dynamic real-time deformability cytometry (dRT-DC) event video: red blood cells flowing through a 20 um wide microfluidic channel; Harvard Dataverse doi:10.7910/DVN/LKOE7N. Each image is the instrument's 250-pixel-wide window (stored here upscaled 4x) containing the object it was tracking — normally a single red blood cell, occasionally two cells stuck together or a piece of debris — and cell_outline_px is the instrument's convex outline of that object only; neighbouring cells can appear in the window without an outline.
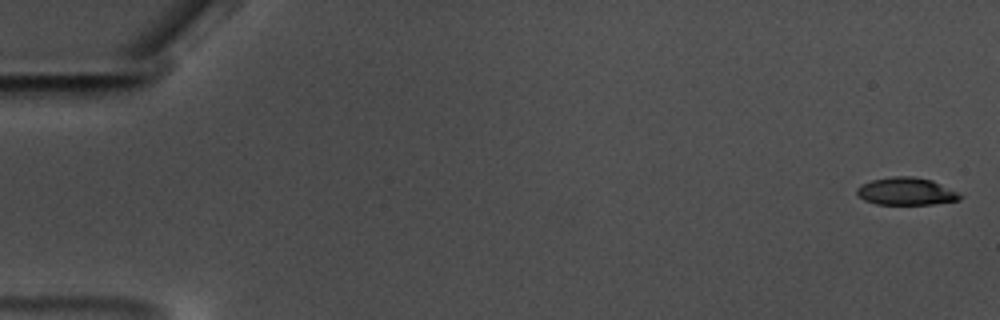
{"species": "common noctule bat (a hibernating species)", "species_latin": "Nyctalus noctula", "temperature_condition": "warm", "stored_images_in_passage": 60, "camera_frame_rate_fps": 3000, "um_per_image_px": 0.085, "animal": {"sex": "male", "body_mass_g": 17.5, "forearm_length_mm": 52.3}, "frame": {"image": 1, "passage_image": 2, "time_ms": 0.333, "image_size_px": [1000, 320], "cell_outline_px": [[964, 196], [960, 200], [932, 204], [876, 204], [864, 200], [856, 192], [856, 188], [860, 184], [872, 180], [892, 176], [912, 176], [932, 180]], "centroid_in_image_um": [77.0, 16.26], "position_along_channel_um": 8.0, "area_um2": 16.47}}
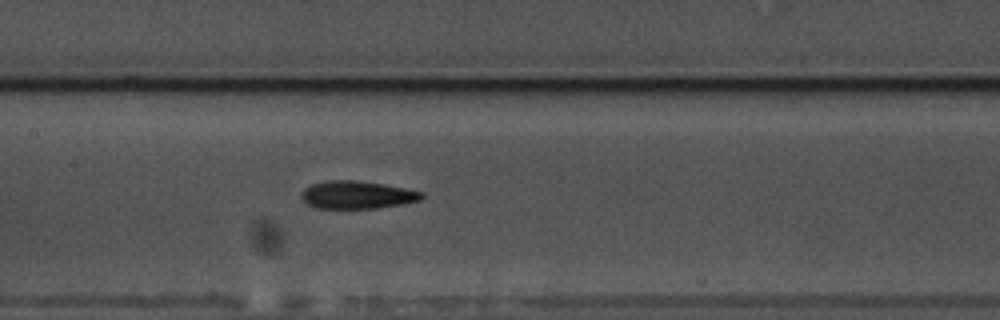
{"frame": {"image": 2, "passage_image": 30, "time_ms": 9.667, "image_size_px": [1000, 320], "cell_outline_px": [[424, 196], [420, 200], [404, 204], [376, 208], [316, 208], [308, 204], [300, 196], [300, 192], [304, 188], [312, 184], [328, 180], [356, 180], [384, 184], [424, 192]], "centroid_in_image_um": [30.35, 16.56], "position_along_channel_um": 177.0, "area_um2": 19.54}}
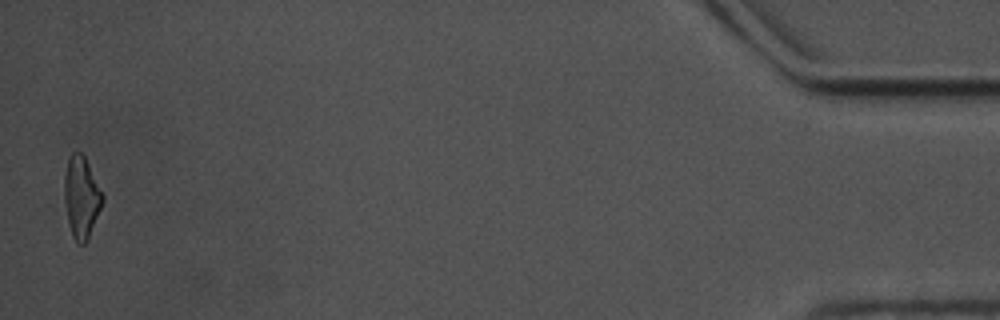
{"frame": {"image": 3, "passage_image": 59, "time_ms": 19.333, "image_size_px": [1000, 320], "cell_outline_px": [[104, 200], [88, 236], [84, 244], [80, 244], [72, 236], [68, 220], [64, 200], [64, 176], [68, 156], [72, 152], [80, 152], [84, 156], [104, 196]], "centroid_in_image_um": [6.9, 16.71], "position_along_channel_um": 428.3, "area_um2": 17.8}, "authors_computed_cell_mechanics": {"area_um2": 18.2937, "velocity_mm_per_s": 3.5275, "shape_relaxation_time_tau1_ms": 5.9909, "shape_relaxation_time_tau2_ms": 5.2143, "deformation_change_tau1": 0.1855, "deformation_change_tau2": 0.144}}